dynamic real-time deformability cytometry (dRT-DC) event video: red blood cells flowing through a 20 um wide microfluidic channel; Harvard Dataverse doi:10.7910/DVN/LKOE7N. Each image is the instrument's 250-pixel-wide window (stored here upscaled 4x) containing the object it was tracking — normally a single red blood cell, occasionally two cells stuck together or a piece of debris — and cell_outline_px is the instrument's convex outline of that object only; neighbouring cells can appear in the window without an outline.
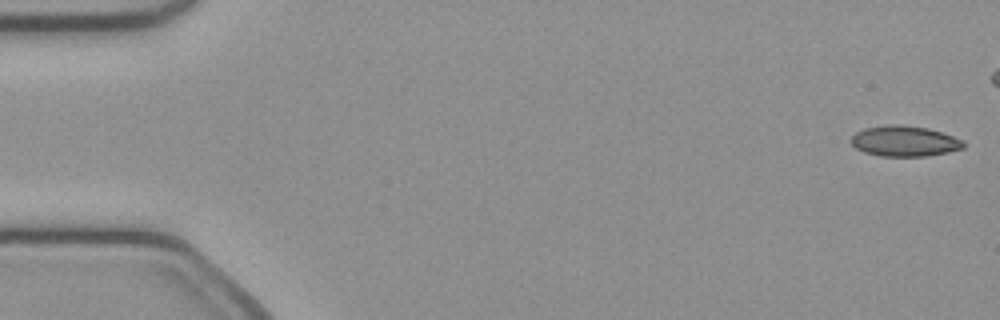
{"species": "common noctule bat (a hibernating species)", "species_latin": "Nyctalus noctula", "temperature_condition": "cold", "stored_images_in_passage": 44, "camera_frame_rate_fps": 3000, "um_per_image_px": 0.085, "animal": {"sex": "female", "body_mass_g": 21.9}, "frame": {"image": 1, "passage_image": 1, "time_ms": 0.0, "image_size_px": [1000, 320], "cell_outline_px": [[964, 148], [948, 152], [924, 156], [880, 156], [864, 152], [856, 148], [852, 144], [852, 136], [856, 132], [864, 128], [888, 124], [896, 124], [928, 128], [964, 140]], "centroid_in_image_um": [76.88, 11.99], "position_along_channel_um": 8.1, "area_um2": 19.94}}
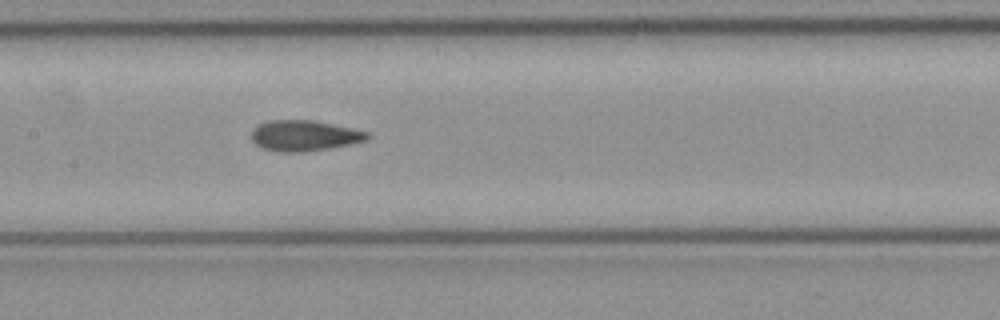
{"frame": {"image": 2, "passage_image": 24, "time_ms": 7.667, "image_size_px": [1000, 320], "cell_outline_px": [[372, 136], [368, 140], [352, 144], [332, 148], [304, 152], [280, 152], [264, 148], [256, 144], [252, 140], [252, 128], [256, 124], [268, 120], [312, 120], [352, 128], [368, 132]], "centroid_in_image_um": [25.88, 11.53], "position_along_channel_um": 181.5, "area_um2": 20.98}}
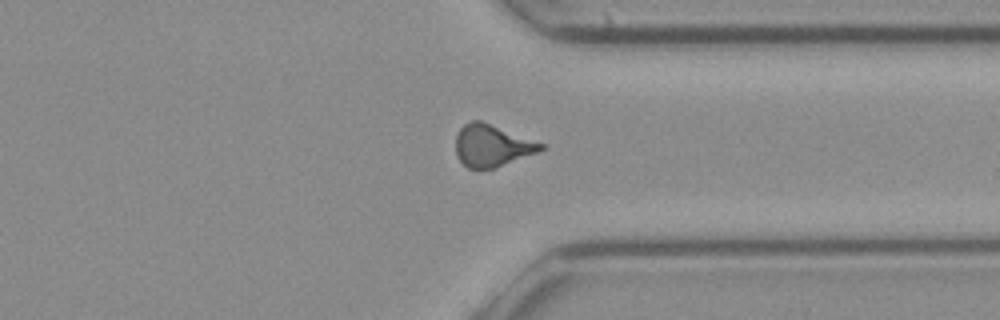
{"frame": {"image": 3, "passage_image": 38, "time_ms": 12.333, "image_size_px": [1000, 320], "cell_outline_px": [[544, 148], [536, 152], [496, 168], [468, 168], [456, 156], [456, 136], [460, 128], [464, 124], [472, 120], [480, 120], [544, 144]], "centroid_in_image_um": [41.78, 12.37], "position_along_channel_um": 369.6, "area_um2": 20.46}, "authors_computed_cell_mechanics": {"area_um2": 20.6635, "velocity_mm_per_s": 4.0636, "shape_relaxation_time_tau1_ms": null, "shape_relaxation_time_tau2_ms": 2.1473, "deformation_change_tau1": null, "deformation_change_tau2": 0.0771}}